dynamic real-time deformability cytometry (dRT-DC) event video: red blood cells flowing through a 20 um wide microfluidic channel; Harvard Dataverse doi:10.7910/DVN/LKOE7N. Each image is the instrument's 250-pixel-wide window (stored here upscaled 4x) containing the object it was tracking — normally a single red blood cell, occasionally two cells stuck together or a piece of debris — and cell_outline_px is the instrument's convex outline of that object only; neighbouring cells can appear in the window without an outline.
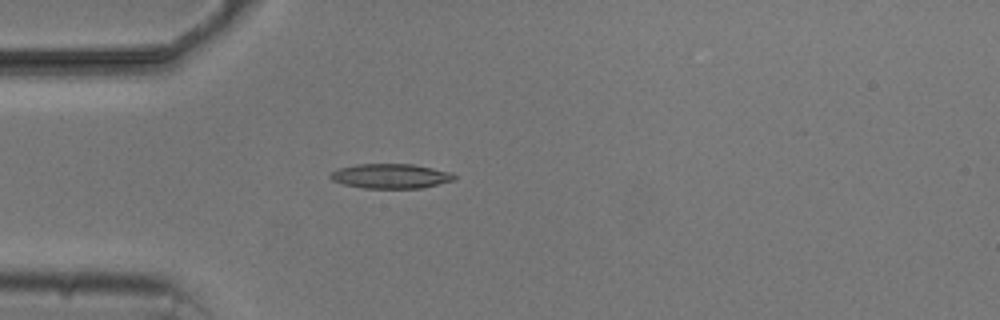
{"species": "common noctule bat (a hibernating species)", "species_latin": "Nyctalus noctula", "temperature_condition": "cold", "stored_images_in_passage": 3, "camera_frame_rate_fps": 3000, "um_per_image_px": 0.085, "animal": {"sex": "male", "body_mass_g": 20.5, "forearm_length_mm": 52.5}, "frame": {"image": 1, "passage_image": 3, "time_ms": 3.333, "image_size_px": [1000, 320], "cell_outline_px": [[456, 180], [424, 188], [364, 188], [344, 184], [332, 180], [328, 176], [332, 172], [340, 168], [356, 164], [412, 164], [452, 172], [456, 176]], "centroid_in_image_um": [33.25, 14.97], "position_along_channel_um": 51.7, "area_um2": 17.86}}